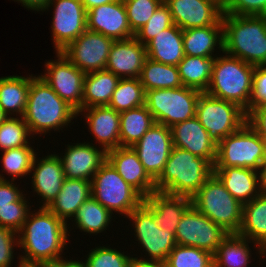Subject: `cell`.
<instances>
[{"mask_svg":"<svg viewBox=\"0 0 266 267\" xmlns=\"http://www.w3.org/2000/svg\"><path fill=\"white\" fill-rule=\"evenodd\" d=\"M226 190L242 205L252 201L261 193L260 173L252 168H213Z\"/></svg>","mask_w":266,"mask_h":267,"instance_id":"cell-26","label":"cell"},{"mask_svg":"<svg viewBox=\"0 0 266 267\" xmlns=\"http://www.w3.org/2000/svg\"><path fill=\"white\" fill-rule=\"evenodd\" d=\"M142 105H145V91L140 79H120L108 106L120 113Z\"/></svg>","mask_w":266,"mask_h":267,"instance_id":"cell-39","label":"cell"},{"mask_svg":"<svg viewBox=\"0 0 266 267\" xmlns=\"http://www.w3.org/2000/svg\"><path fill=\"white\" fill-rule=\"evenodd\" d=\"M126 254V255H125ZM133 255L106 245L93 247L84 260L87 267H127Z\"/></svg>","mask_w":266,"mask_h":267,"instance_id":"cell-42","label":"cell"},{"mask_svg":"<svg viewBox=\"0 0 266 267\" xmlns=\"http://www.w3.org/2000/svg\"><path fill=\"white\" fill-rule=\"evenodd\" d=\"M172 20L182 30L223 25V11L210 0H163Z\"/></svg>","mask_w":266,"mask_h":267,"instance_id":"cell-19","label":"cell"},{"mask_svg":"<svg viewBox=\"0 0 266 267\" xmlns=\"http://www.w3.org/2000/svg\"><path fill=\"white\" fill-rule=\"evenodd\" d=\"M173 25L169 7L163 1L148 22L135 33V38L143 45H146L156 34Z\"/></svg>","mask_w":266,"mask_h":267,"instance_id":"cell-44","label":"cell"},{"mask_svg":"<svg viewBox=\"0 0 266 267\" xmlns=\"http://www.w3.org/2000/svg\"><path fill=\"white\" fill-rule=\"evenodd\" d=\"M30 74L0 77V108L7 117H22L26 108Z\"/></svg>","mask_w":266,"mask_h":267,"instance_id":"cell-33","label":"cell"},{"mask_svg":"<svg viewBox=\"0 0 266 267\" xmlns=\"http://www.w3.org/2000/svg\"><path fill=\"white\" fill-rule=\"evenodd\" d=\"M173 146L215 163L217 145L195 116L170 127Z\"/></svg>","mask_w":266,"mask_h":267,"instance_id":"cell-24","label":"cell"},{"mask_svg":"<svg viewBox=\"0 0 266 267\" xmlns=\"http://www.w3.org/2000/svg\"><path fill=\"white\" fill-rule=\"evenodd\" d=\"M154 124L145 105L120 112V147H132Z\"/></svg>","mask_w":266,"mask_h":267,"instance_id":"cell-35","label":"cell"},{"mask_svg":"<svg viewBox=\"0 0 266 267\" xmlns=\"http://www.w3.org/2000/svg\"><path fill=\"white\" fill-rule=\"evenodd\" d=\"M266 160V142L246 122L217 145L213 168L242 167L261 170Z\"/></svg>","mask_w":266,"mask_h":267,"instance_id":"cell-7","label":"cell"},{"mask_svg":"<svg viewBox=\"0 0 266 267\" xmlns=\"http://www.w3.org/2000/svg\"><path fill=\"white\" fill-rule=\"evenodd\" d=\"M7 118L3 110L0 108V124Z\"/></svg>","mask_w":266,"mask_h":267,"instance_id":"cell-58","label":"cell"},{"mask_svg":"<svg viewBox=\"0 0 266 267\" xmlns=\"http://www.w3.org/2000/svg\"><path fill=\"white\" fill-rule=\"evenodd\" d=\"M77 116L85 120L84 124L95 140L94 145L101 146L105 152L120 147L119 112L109 106H95L81 109Z\"/></svg>","mask_w":266,"mask_h":267,"instance_id":"cell-20","label":"cell"},{"mask_svg":"<svg viewBox=\"0 0 266 267\" xmlns=\"http://www.w3.org/2000/svg\"><path fill=\"white\" fill-rule=\"evenodd\" d=\"M19 248L18 234L0 226V267H12L15 264V250ZM15 262V263H13Z\"/></svg>","mask_w":266,"mask_h":267,"instance_id":"cell-46","label":"cell"},{"mask_svg":"<svg viewBox=\"0 0 266 267\" xmlns=\"http://www.w3.org/2000/svg\"><path fill=\"white\" fill-rule=\"evenodd\" d=\"M134 256L131 257L127 267H165L163 262L159 261H152V260H145L136 257L137 254H133Z\"/></svg>","mask_w":266,"mask_h":267,"instance_id":"cell-52","label":"cell"},{"mask_svg":"<svg viewBox=\"0 0 266 267\" xmlns=\"http://www.w3.org/2000/svg\"><path fill=\"white\" fill-rule=\"evenodd\" d=\"M183 48L184 55L215 58L224 49L223 25L183 30Z\"/></svg>","mask_w":266,"mask_h":267,"instance_id":"cell-28","label":"cell"},{"mask_svg":"<svg viewBox=\"0 0 266 267\" xmlns=\"http://www.w3.org/2000/svg\"><path fill=\"white\" fill-rule=\"evenodd\" d=\"M260 173V188H261V193L266 194V160L262 164L261 170L259 171Z\"/></svg>","mask_w":266,"mask_h":267,"instance_id":"cell-56","label":"cell"},{"mask_svg":"<svg viewBox=\"0 0 266 267\" xmlns=\"http://www.w3.org/2000/svg\"><path fill=\"white\" fill-rule=\"evenodd\" d=\"M125 218L131 223L128 225L132 226L130 232L134 231L130 235L134 236V240L138 241V246L142 250L138 258L164 263L171 250L177 245L175 233H169L166 229L160 228L154 220L153 212L144 203Z\"/></svg>","mask_w":266,"mask_h":267,"instance_id":"cell-11","label":"cell"},{"mask_svg":"<svg viewBox=\"0 0 266 267\" xmlns=\"http://www.w3.org/2000/svg\"><path fill=\"white\" fill-rule=\"evenodd\" d=\"M17 267H51V264L44 263V262H30L19 258V255L17 256ZM14 266V267H16Z\"/></svg>","mask_w":266,"mask_h":267,"instance_id":"cell-54","label":"cell"},{"mask_svg":"<svg viewBox=\"0 0 266 267\" xmlns=\"http://www.w3.org/2000/svg\"><path fill=\"white\" fill-rule=\"evenodd\" d=\"M254 69V65L223 51L214 59L211 80L206 93L212 97L236 103L248 113Z\"/></svg>","mask_w":266,"mask_h":267,"instance_id":"cell-5","label":"cell"},{"mask_svg":"<svg viewBox=\"0 0 266 267\" xmlns=\"http://www.w3.org/2000/svg\"><path fill=\"white\" fill-rule=\"evenodd\" d=\"M113 215L91 196L79 207L77 213L71 220L72 223L71 221L69 222L68 231L79 229V232H83V234L89 233L90 236L91 234L95 236L100 233L103 235L107 229L109 231V225L111 227L113 226L112 221L115 222L114 219L116 218Z\"/></svg>","mask_w":266,"mask_h":267,"instance_id":"cell-31","label":"cell"},{"mask_svg":"<svg viewBox=\"0 0 266 267\" xmlns=\"http://www.w3.org/2000/svg\"><path fill=\"white\" fill-rule=\"evenodd\" d=\"M222 11L232 15H266V0H229Z\"/></svg>","mask_w":266,"mask_h":267,"instance_id":"cell-47","label":"cell"},{"mask_svg":"<svg viewBox=\"0 0 266 267\" xmlns=\"http://www.w3.org/2000/svg\"><path fill=\"white\" fill-rule=\"evenodd\" d=\"M130 29L135 34L143 27L163 0H123Z\"/></svg>","mask_w":266,"mask_h":267,"instance_id":"cell-45","label":"cell"},{"mask_svg":"<svg viewBox=\"0 0 266 267\" xmlns=\"http://www.w3.org/2000/svg\"><path fill=\"white\" fill-rule=\"evenodd\" d=\"M120 78L106 69L86 73L83 82L82 109L108 106Z\"/></svg>","mask_w":266,"mask_h":267,"instance_id":"cell-32","label":"cell"},{"mask_svg":"<svg viewBox=\"0 0 266 267\" xmlns=\"http://www.w3.org/2000/svg\"><path fill=\"white\" fill-rule=\"evenodd\" d=\"M14 180L0 179V206L10 205V203L17 202L25 193V189L21 190L19 184Z\"/></svg>","mask_w":266,"mask_h":267,"instance_id":"cell-49","label":"cell"},{"mask_svg":"<svg viewBox=\"0 0 266 267\" xmlns=\"http://www.w3.org/2000/svg\"><path fill=\"white\" fill-rule=\"evenodd\" d=\"M147 57L153 61L177 66L184 58L183 30L177 25L161 31L146 45Z\"/></svg>","mask_w":266,"mask_h":267,"instance_id":"cell-30","label":"cell"},{"mask_svg":"<svg viewBox=\"0 0 266 267\" xmlns=\"http://www.w3.org/2000/svg\"><path fill=\"white\" fill-rule=\"evenodd\" d=\"M202 92L182 86L145 91V106L155 123L168 128L196 116V105Z\"/></svg>","mask_w":266,"mask_h":267,"instance_id":"cell-9","label":"cell"},{"mask_svg":"<svg viewBox=\"0 0 266 267\" xmlns=\"http://www.w3.org/2000/svg\"><path fill=\"white\" fill-rule=\"evenodd\" d=\"M215 58L185 55L178 63V71L182 85L206 92L211 80Z\"/></svg>","mask_w":266,"mask_h":267,"instance_id":"cell-36","label":"cell"},{"mask_svg":"<svg viewBox=\"0 0 266 267\" xmlns=\"http://www.w3.org/2000/svg\"><path fill=\"white\" fill-rule=\"evenodd\" d=\"M106 160L144 198L156 191L155 180L147 173L132 147L112 149L106 152Z\"/></svg>","mask_w":266,"mask_h":267,"instance_id":"cell-22","label":"cell"},{"mask_svg":"<svg viewBox=\"0 0 266 267\" xmlns=\"http://www.w3.org/2000/svg\"><path fill=\"white\" fill-rule=\"evenodd\" d=\"M132 148L147 173L156 180L173 148L171 130L163 124L155 123Z\"/></svg>","mask_w":266,"mask_h":267,"instance_id":"cell-16","label":"cell"},{"mask_svg":"<svg viewBox=\"0 0 266 267\" xmlns=\"http://www.w3.org/2000/svg\"><path fill=\"white\" fill-rule=\"evenodd\" d=\"M77 260H72V259H66V257L64 258H61L59 260H57L56 262L52 263L51 264V267H87L85 262H84V259L82 261V258L81 260H78V258H76Z\"/></svg>","mask_w":266,"mask_h":267,"instance_id":"cell-53","label":"cell"},{"mask_svg":"<svg viewBox=\"0 0 266 267\" xmlns=\"http://www.w3.org/2000/svg\"><path fill=\"white\" fill-rule=\"evenodd\" d=\"M32 138L23 117H7L0 124V151L27 146Z\"/></svg>","mask_w":266,"mask_h":267,"instance_id":"cell-41","label":"cell"},{"mask_svg":"<svg viewBox=\"0 0 266 267\" xmlns=\"http://www.w3.org/2000/svg\"><path fill=\"white\" fill-rule=\"evenodd\" d=\"M237 234L266 251V194L260 193L243 205L242 224Z\"/></svg>","mask_w":266,"mask_h":267,"instance_id":"cell-34","label":"cell"},{"mask_svg":"<svg viewBox=\"0 0 266 267\" xmlns=\"http://www.w3.org/2000/svg\"><path fill=\"white\" fill-rule=\"evenodd\" d=\"M52 8L51 40L56 53L64 50L87 29V11L80 0H50L42 13Z\"/></svg>","mask_w":266,"mask_h":267,"instance_id":"cell-13","label":"cell"},{"mask_svg":"<svg viewBox=\"0 0 266 267\" xmlns=\"http://www.w3.org/2000/svg\"><path fill=\"white\" fill-rule=\"evenodd\" d=\"M91 196V181L65 178L61 191L47 208L68 224Z\"/></svg>","mask_w":266,"mask_h":267,"instance_id":"cell-29","label":"cell"},{"mask_svg":"<svg viewBox=\"0 0 266 267\" xmlns=\"http://www.w3.org/2000/svg\"><path fill=\"white\" fill-rule=\"evenodd\" d=\"M196 117L216 145L247 122V112L239 105L212 97L206 92L198 98Z\"/></svg>","mask_w":266,"mask_h":267,"instance_id":"cell-10","label":"cell"},{"mask_svg":"<svg viewBox=\"0 0 266 267\" xmlns=\"http://www.w3.org/2000/svg\"><path fill=\"white\" fill-rule=\"evenodd\" d=\"M223 51L254 66L266 65V15L222 14Z\"/></svg>","mask_w":266,"mask_h":267,"instance_id":"cell-3","label":"cell"},{"mask_svg":"<svg viewBox=\"0 0 266 267\" xmlns=\"http://www.w3.org/2000/svg\"><path fill=\"white\" fill-rule=\"evenodd\" d=\"M253 249L259 262L261 258L265 260L266 251L259 244L238 234H229L213 255L214 267H249L255 254Z\"/></svg>","mask_w":266,"mask_h":267,"instance_id":"cell-27","label":"cell"},{"mask_svg":"<svg viewBox=\"0 0 266 267\" xmlns=\"http://www.w3.org/2000/svg\"><path fill=\"white\" fill-rule=\"evenodd\" d=\"M28 192L25 193L17 202L10 205L0 206V226L10 229L17 234L23 228L28 214L33 208L30 205V198H26ZM29 199V200H28Z\"/></svg>","mask_w":266,"mask_h":267,"instance_id":"cell-43","label":"cell"},{"mask_svg":"<svg viewBox=\"0 0 266 267\" xmlns=\"http://www.w3.org/2000/svg\"><path fill=\"white\" fill-rule=\"evenodd\" d=\"M143 203L153 212L154 220L160 228L175 233L181 217L192 205V200L187 196L155 191L144 198Z\"/></svg>","mask_w":266,"mask_h":267,"instance_id":"cell-25","label":"cell"},{"mask_svg":"<svg viewBox=\"0 0 266 267\" xmlns=\"http://www.w3.org/2000/svg\"><path fill=\"white\" fill-rule=\"evenodd\" d=\"M139 79L144 91L180 88L183 86L177 66L159 63L148 57L144 61Z\"/></svg>","mask_w":266,"mask_h":267,"instance_id":"cell-37","label":"cell"},{"mask_svg":"<svg viewBox=\"0 0 266 267\" xmlns=\"http://www.w3.org/2000/svg\"><path fill=\"white\" fill-rule=\"evenodd\" d=\"M253 107H266V65L254 69L250 110Z\"/></svg>","mask_w":266,"mask_h":267,"instance_id":"cell-48","label":"cell"},{"mask_svg":"<svg viewBox=\"0 0 266 267\" xmlns=\"http://www.w3.org/2000/svg\"><path fill=\"white\" fill-rule=\"evenodd\" d=\"M80 1L83 3L85 10L88 11L94 7L104 5V4H109L116 0H80Z\"/></svg>","mask_w":266,"mask_h":267,"instance_id":"cell-55","label":"cell"},{"mask_svg":"<svg viewBox=\"0 0 266 267\" xmlns=\"http://www.w3.org/2000/svg\"><path fill=\"white\" fill-rule=\"evenodd\" d=\"M91 192L96 201L112 214L119 213L121 218L127 217L144 200V197L126 183L107 160L92 177Z\"/></svg>","mask_w":266,"mask_h":267,"instance_id":"cell-8","label":"cell"},{"mask_svg":"<svg viewBox=\"0 0 266 267\" xmlns=\"http://www.w3.org/2000/svg\"><path fill=\"white\" fill-rule=\"evenodd\" d=\"M114 39L86 29L61 52L85 74L104 70Z\"/></svg>","mask_w":266,"mask_h":267,"instance_id":"cell-15","label":"cell"},{"mask_svg":"<svg viewBox=\"0 0 266 267\" xmlns=\"http://www.w3.org/2000/svg\"><path fill=\"white\" fill-rule=\"evenodd\" d=\"M228 235L193 205L185 211L175 232L177 245L196 247L213 255Z\"/></svg>","mask_w":266,"mask_h":267,"instance_id":"cell-12","label":"cell"},{"mask_svg":"<svg viewBox=\"0 0 266 267\" xmlns=\"http://www.w3.org/2000/svg\"><path fill=\"white\" fill-rule=\"evenodd\" d=\"M33 75L30 74L27 103L22 116L30 134L43 137L50 135L51 131L63 132L64 128L74 124L73 119L76 122L77 111L62 100L39 74Z\"/></svg>","mask_w":266,"mask_h":267,"instance_id":"cell-2","label":"cell"},{"mask_svg":"<svg viewBox=\"0 0 266 267\" xmlns=\"http://www.w3.org/2000/svg\"><path fill=\"white\" fill-rule=\"evenodd\" d=\"M165 267H214L213 254L191 246L176 245L164 262Z\"/></svg>","mask_w":266,"mask_h":267,"instance_id":"cell-40","label":"cell"},{"mask_svg":"<svg viewBox=\"0 0 266 267\" xmlns=\"http://www.w3.org/2000/svg\"><path fill=\"white\" fill-rule=\"evenodd\" d=\"M56 153L48 151L47 156L41 158L37 153L30 170L32 197L37 195V200H41L37 201L40 202L39 207H48L54 201L65 180L62 163Z\"/></svg>","mask_w":266,"mask_h":267,"instance_id":"cell-17","label":"cell"},{"mask_svg":"<svg viewBox=\"0 0 266 267\" xmlns=\"http://www.w3.org/2000/svg\"><path fill=\"white\" fill-rule=\"evenodd\" d=\"M65 145L64 153H57L62 163L65 178L91 181L100 166L106 161V152L91 140ZM64 154V155H63Z\"/></svg>","mask_w":266,"mask_h":267,"instance_id":"cell-18","label":"cell"},{"mask_svg":"<svg viewBox=\"0 0 266 267\" xmlns=\"http://www.w3.org/2000/svg\"><path fill=\"white\" fill-rule=\"evenodd\" d=\"M30 142L27 146H22L18 148H12L9 150H5L2 152V156L0 158L2 167V171L4 173H0L1 180H8L5 178L6 175L11 176L10 180L17 181V178H25V181L30 174V170L32 168V164L35 158V155L38 153L36 149L34 150V145H31Z\"/></svg>","mask_w":266,"mask_h":267,"instance_id":"cell-38","label":"cell"},{"mask_svg":"<svg viewBox=\"0 0 266 267\" xmlns=\"http://www.w3.org/2000/svg\"><path fill=\"white\" fill-rule=\"evenodd\" d=\"M38 208L29 212L18 233L19 250L23 253L18 254L20 259L26 261L52 264L64 258L66 253L63 252L68 251L67 244L72 236L67 223L47 207Z\"/></svg>","mask_w":266,"mask_h":267,"instance_id":"cell-1","label":"cell"},{"mask_svg":"<svg viewBox=\"0 0 266 267\" xmlns=\"http://www.w3.org/2000/svg\"><path fill=\"white\" fill-rule=\"evenodd\" d=\"M87 29L114 40L135 37L130 29L123 0L100 5L87 11Z\"/></svg>","mask_w":266,"mask_h":267,"instance_id":"cell-21","label":"cell"},{"mask_svg":"<svg viewBox=\"0 0 266 267\" xmlns=\"http://www.w3.org/2000/svg\"><path fill=\"white\" fill-rule=\"evenodd\" d=\"M210 1L214 2L222 10L227 6L229 2V0H210Z\"/></svg>","mask_w":266,"mask_h":267,"instance_id":"cell-57","label":"cell"},{"mask_svg":"<svg viewBox=\"0 0 266 267\" xmlns=\"http://www.w3.org/2000/svg\"><path fill=\"white\" fill-rule=\"evenodd\" d=\"M213 174V165L189 151L174 147L160 176L156 191L192 197Z\"/></svg>","mask_w":266,"mask_h":267,"instance_id":"cell-4","label":"cell"},{"mask_svg":"<svg viewBox=\"0 0 266 267\" xmlns=\"http://www.w3.org/2000/svg\"><path fill=\"white\" fill-rule=\"evenodd\" d=\"M147 58L146 47L135 37L115 40L111 46L105 69L120 79L139 78Z\"/></svg>","mask_w":266,"mask_h":267,"instance_id":"cell-23","label":"cell"},{"mask_svg":"<svg viewBox=\"0 0 266 267\" xmlns=\"http://www.w3.org/2000/svg\"><path fill=\"white\" fill-rule=\"evenodd\" d=\"M56 60L45 61L44 73H40L58 96L77 112L82 109L85 73L62 53L56 52Z\"/></svg>","mask_w":266,"mask_h":267,"instance_id":"cell-14","label":"cell"},{"mask_svg":"<svg viewBox=\"0 0 266 267\" xmlns=\"http://www.w3.org/2000/svg\"><path fill=\"white\" fill-rule=\"evenodd\" d=\"M14 2L20 3L22 7L27 10H32V12H42L45 10L46 6L49 4L50 0H12Z\"/></svg>","mask_w":266,"mask_h":267,"instance_id":"cell-51","label":"cell"},{"mask_svg":"<svg viewBox=\"0 0 266 267\" xmlns=\"http://www.w3.org/2000/svg\"><path fill=\"white\" fill-rule=\"evenodd\" d=\"M192 205L229 234H237L242 224L243 205L213 173L191 197Z\"/></svg>","mask_w":266,"mask_h":267,"instance_id":"cell-6","label":"cell"},{"mask_svg":"<svg viewBox=\"0 0 266 267\" xmlns=\"http://www.w3.org/2000/svg\"><path fill=\"white\" fill-rule=\"evenodd\" d=\"M247 123L266 142V107H253L247 113Z\"/></svg>","mask_w":266,"mask_h":267,"instance_id":"cell-50","label":"cell"}]
</instances>
